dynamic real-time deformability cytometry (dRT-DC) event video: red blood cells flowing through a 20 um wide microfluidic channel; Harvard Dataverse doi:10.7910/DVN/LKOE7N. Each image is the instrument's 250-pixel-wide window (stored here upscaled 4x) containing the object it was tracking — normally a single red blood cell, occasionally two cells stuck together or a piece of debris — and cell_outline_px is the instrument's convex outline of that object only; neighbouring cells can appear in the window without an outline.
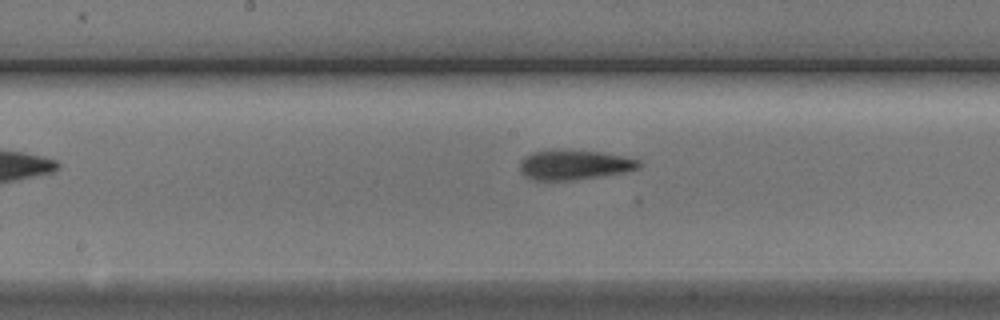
{"species": "Egyptian fruit bat (a non-hibernating species)", "species_latin": "Rousettus aegyptiacus", "temperature_condition": "cold", "stored_images_in_passage": 10, "segment_of_instrument_passage": [2, 2], "camera_frame_rate_fps": 3000, "um_per_image_px": 0.085, "animal": {"sex": "male"}, "frame": {"image": 1, "passage_image": 10, "time_ms": 11.667, "image_size_px": [1000, 320], "cell_outline_px": [[644, 164], [640, 168], [628, 172], [576, 180], [532, 180], [520, 172], [520, 160], [524, 156], [532, 152], [552, 148], [600, 152], [624, 156], [640, 160]], "centroid_in_image_um": [48.83, 14.0], "position_along_channel_um": 199.4, "area_um2": 21.33}}